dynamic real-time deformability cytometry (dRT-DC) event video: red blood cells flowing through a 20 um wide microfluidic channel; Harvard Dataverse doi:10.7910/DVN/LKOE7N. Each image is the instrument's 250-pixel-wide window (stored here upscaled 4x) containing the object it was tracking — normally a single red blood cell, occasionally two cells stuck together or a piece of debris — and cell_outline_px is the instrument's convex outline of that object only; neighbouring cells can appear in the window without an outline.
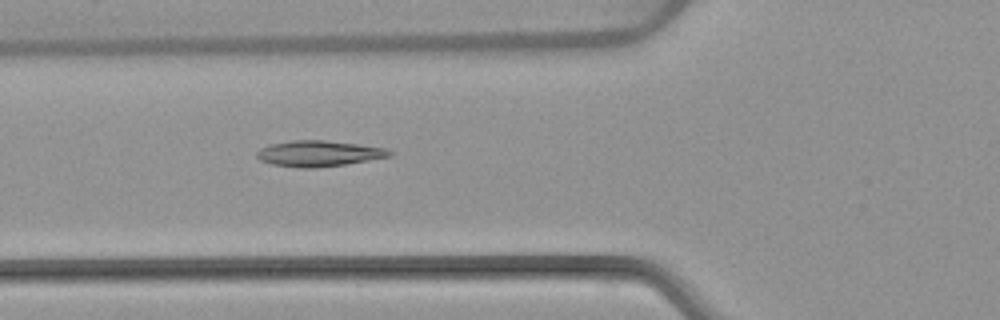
{"species": "common noctule bat (a hibernating species)", "species_latin": "Nyctalus noctula", "temperature_condition": "warm", "stored_images_in_passage": 6, "camera_frame_rate_fps": 3000, "um_per_image_px": 0.085, "animal": {"sex": "female", "body_mass_g": 22.7, "forearm_length_mm": 54.2}, "frame": {"image": 1, "passage_image": 6, "time_ms": 6.0, "image_size_px": [1000, 320], "cell_outline_px": [[392, 156], [344, 164], [316, 168], [300, 168], [272, 164], [260, 160], [256, 156], [256, 152], [260, 148], [268, 144], [292, 140], [324, 140], [388, 148], [392, 152]], "centroid_in_image_um": [27.06, 13.04], "position_along_channel_um": 98.7, "area_um2": 20.0}}